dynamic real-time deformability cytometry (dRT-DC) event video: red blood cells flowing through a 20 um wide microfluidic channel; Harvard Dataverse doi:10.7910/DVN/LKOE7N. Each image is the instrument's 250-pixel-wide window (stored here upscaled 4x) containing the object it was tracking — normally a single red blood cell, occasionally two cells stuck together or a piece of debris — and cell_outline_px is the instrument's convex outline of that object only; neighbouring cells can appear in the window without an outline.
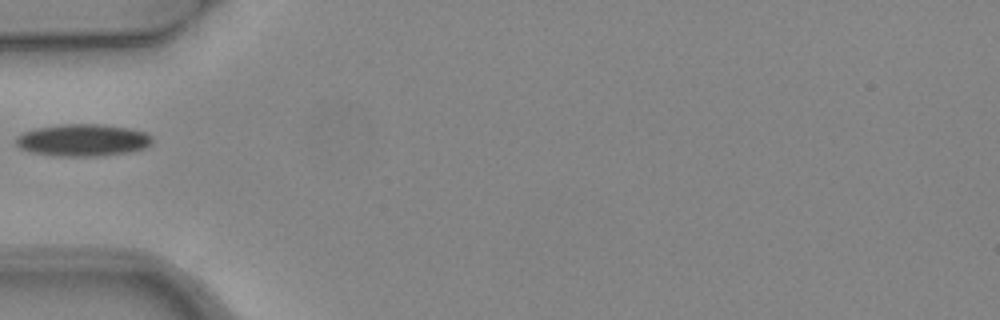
{"species": "common noctule bat (a hibernating species)", "species_latin": "Nyctalus noctula", "temperature_condition": "warm", "stored_images_in_passage": 2, "camera_frame_rate_fps": 3000, "um_per_image_px": 0.085, "animal": {"sex": "female", "body_mass_g": 24.6, "forearm_length_mm": 56.2}, "frame": {"image": 1, "passage_image": 1, "time_ms": 0.0, "image_size_px": [1000, 320], "cell_outline_px": [[152, 144], [144, 148], [128, 152], [100, 156], [56, 156], [32, 152], [20, 148], [16, 144], [16, 136], [24, 132], [36, 128], [60, 124], [104, 124], [128, 128], [148, 132], [152, 136]], "centroid_in_image_um": [7.06, 11.9], "position_along_channel_um": 77.9, "area_um2": 25.66}}
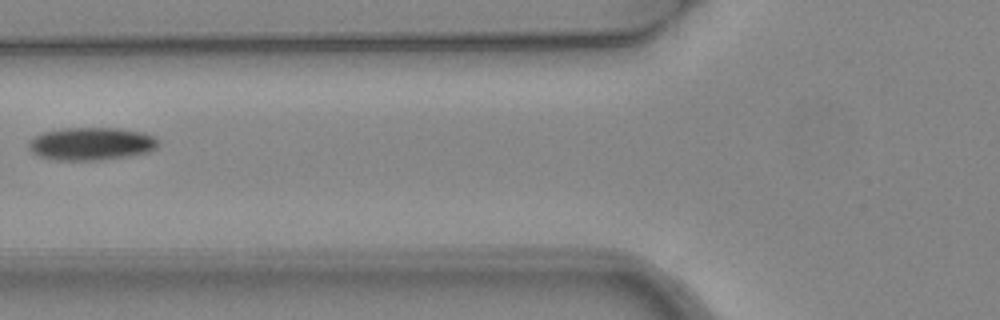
{"frame": {"image": 2, "passage_image": 2, "time_ms": 0.333, "image_size_px": [1000, 320], "cell_outline_px": [[160, 144], [156, 148], [148, 152], [128, 156], [100, 160], [52, 160], [40, 156], [32, 152], [28, 148], [28, 140], [44, 132], [64, 128], [120, 128], [144, 132], [156, 136]], "centroid_in_image_um": [7.79, 12.22], "position_along_channel_um": 118.0, "area_um2": 25.03}}